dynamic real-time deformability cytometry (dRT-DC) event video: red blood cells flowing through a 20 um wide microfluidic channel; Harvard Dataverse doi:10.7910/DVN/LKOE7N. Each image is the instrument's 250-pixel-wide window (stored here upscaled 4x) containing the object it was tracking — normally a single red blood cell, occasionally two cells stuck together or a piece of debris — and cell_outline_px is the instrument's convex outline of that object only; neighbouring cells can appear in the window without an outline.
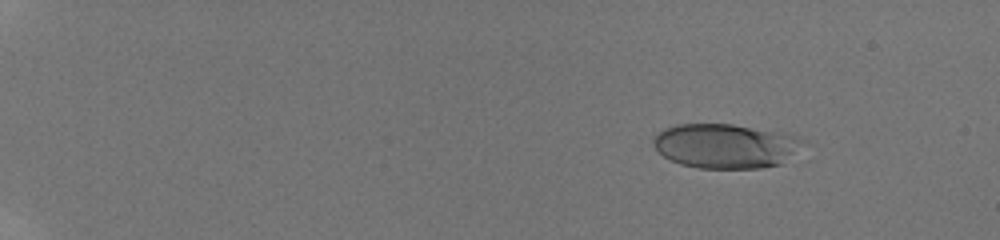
{"species": "human", "species_latin": "Homo sapiens", "temperature_condition": "room temperature", "stored_images_in_passage": 13, "camera_frame_rate_fps": 3000, "um_per_image_px": 0.085, "donor": {"sex": "male"}, "frame": {"image": 1, "passage_image": 2, "time_ms": 0.333, "image_size_px": [1000, 240], "cell_outline_px": [[804, 140], [780, 164], [760, 168], [700, 168], [680, 164], [664, 156], [652, 144], [652, 140], [664, 128], [676, 124], [732, 124], [780, 132], [796, 136]], "centroid_in_image_um": [61.59, 12.4], "position_along_channel_um": 23.4, "area_um2": 38.09}}
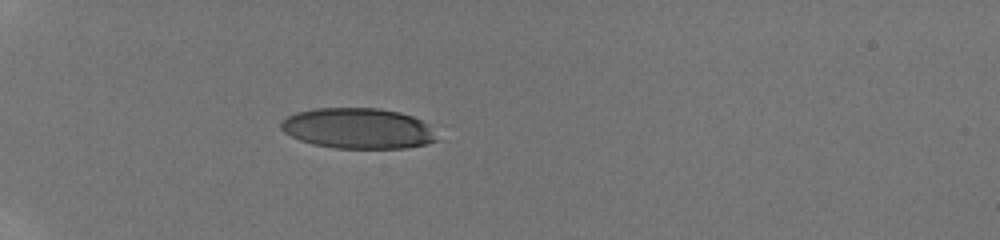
{"frame": {"image": 2, "passage_image": 11, "time_ms": 4.0, "image_size_px": [1000, 240], "cell_outline_px": [[440, 140], [428, 144], [404, 148], [336, 148], [312, 144], [300, 140], [284, 132], [280, 128], [280, 120], [296, 112], [312, 108], [376, 108], [400, 112], [412, 116], [428, 124]], "centroid_in_image_um": [30.43, 10.91], "position_along_channel_um": 54.6, "area_um2": 37.11}}
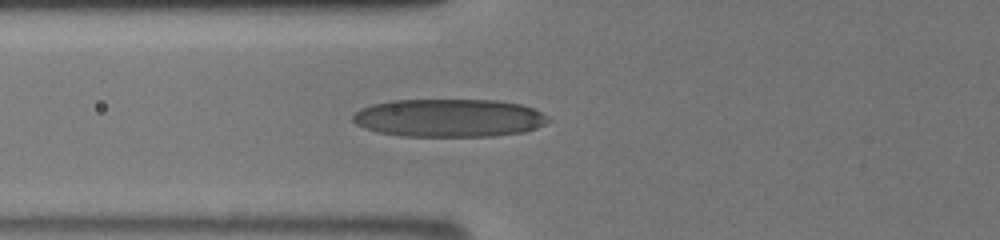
{"frame": {"image": 3, "passage_image": 13, "time_ms": 5.667, "image_size_px": [1000, 240], "cell_outline_px": [[552, 120], [536, 128], [524, 132], [492, 136], [404, 136], [376, 132], [364, 128], [356, 124], [352, 120], [352, 116], [360, 108], [372, 104], [388, 100], [496, 100], [520, 104], [532, 108], [548, 116]], "centroid_in_image_um": [38.15, 10.02], "position_along_channel_um": 87.7, "area_um2": 43.52}}